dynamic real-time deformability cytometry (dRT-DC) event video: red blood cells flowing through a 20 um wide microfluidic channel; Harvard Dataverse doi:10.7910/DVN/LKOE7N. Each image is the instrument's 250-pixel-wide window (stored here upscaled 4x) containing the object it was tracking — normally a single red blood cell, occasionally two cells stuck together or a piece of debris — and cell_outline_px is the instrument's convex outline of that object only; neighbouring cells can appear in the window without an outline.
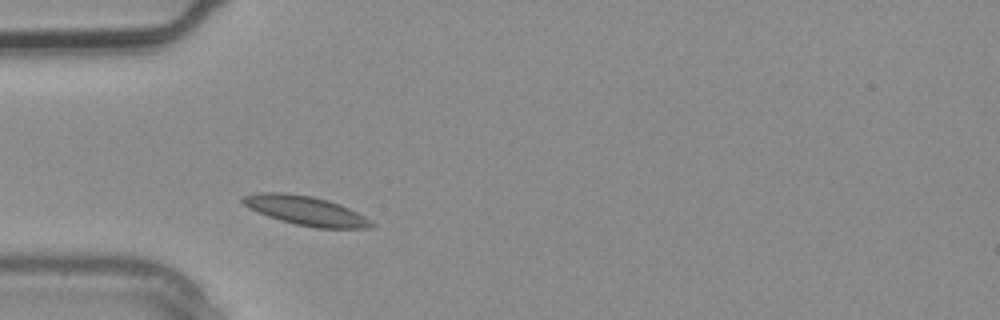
{"species": "common noctule bat (a hibernating species)", "species_latin": "Nyctalus noctula", "temperature_condition": "warm", "stored_images_in_passage": 2, "camera_frame_rate_fps": 3000, "um_per_image_px": 0.085, "animal": {"sex": "male", "body_mass_g": 20.4}, "frame": {"image": 1, "passage_image": 2, "time_ms": 0.333, "image_size_px": [1000, 320], "cell_outline_px": [[376, 224], [368, 228], [316, 228], [296, 224], [280, 220], [268, 216], [244, 204], [240, 200], [240, 196], [260, 192], [284, 192], [312, 196], [328, 200], [340, 204], [372, 220]], "centroid_in_image_um": [26.0, 17.89], "position_along_channel_um": 59.0, "area_um2": 21.79}}